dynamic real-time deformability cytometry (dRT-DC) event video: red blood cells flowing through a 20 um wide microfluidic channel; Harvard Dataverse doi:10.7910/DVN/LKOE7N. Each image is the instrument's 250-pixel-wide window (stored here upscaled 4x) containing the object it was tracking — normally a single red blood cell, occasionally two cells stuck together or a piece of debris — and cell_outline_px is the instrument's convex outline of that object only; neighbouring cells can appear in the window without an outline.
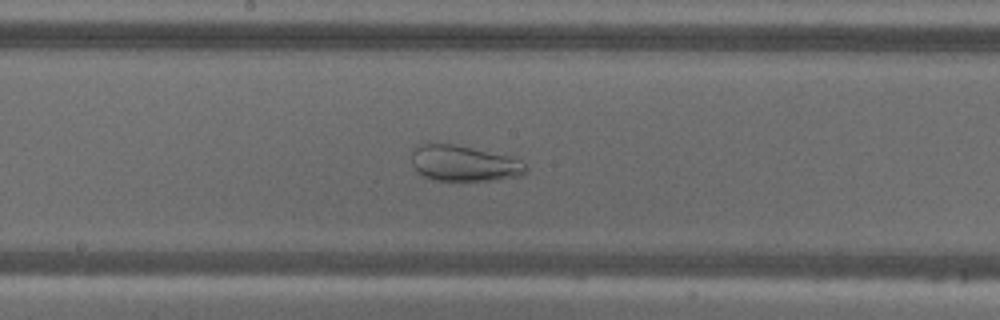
{"species": "common noctule bat (a hibernating species)", "species_latin": "Nyctalus noctula", "temperature_condition": "warm", "stored_images_in_passage": 47, "camera_frame_rate_fps": 3000, "um_per_image_px": 0.085, "animal": {"sex": "male", "body_mass_g": 18.8}, "frame": {"image": 1, "passage_image": 27, "time_ms": 8.667, "image_size_px": [1000, 320], "cell_outline_px": [[524, 172], [520, 176], [492, 180], [432, 180], [416, 172], [412, 164], [412, 152], [416, 144], [428, 140], [452, 144], [516, 156], [524, 164]], "centroid_in_image_um": [39.36, 13.84], "position_along_channel_um": 208.8, "area_um2": 24.45}}